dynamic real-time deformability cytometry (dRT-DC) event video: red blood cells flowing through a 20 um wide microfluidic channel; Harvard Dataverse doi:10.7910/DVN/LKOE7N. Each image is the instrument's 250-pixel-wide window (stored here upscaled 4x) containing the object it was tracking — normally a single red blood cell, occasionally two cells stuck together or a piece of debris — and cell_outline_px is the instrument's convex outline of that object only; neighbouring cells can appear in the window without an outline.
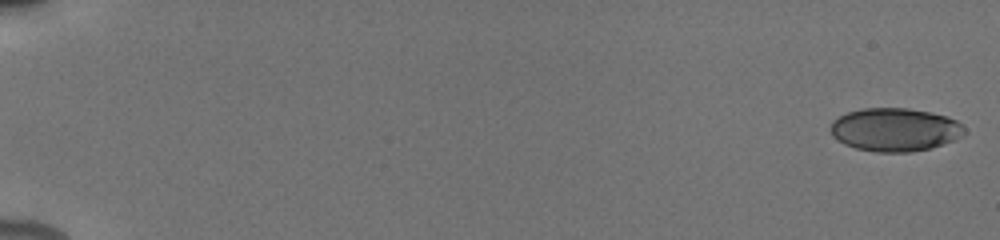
{"species": "human", "species_latin": "Homo sapiens", "temperature_condition": "cold", "stored_images_in_passage": 19, "camera_frame_rate_fps": 3000, "um_per_image_px": 0.085, "donor": {"sex": "male"}, "frame": {"image": 1, "passage_image": 1, "time_ms": 0.0, "image_size_px": [1000, 240], "cell_outline_px": [[964, 132], [960, 136], [952, 140], [932, 148], [908, 152], [876, 152], [856, 148], [844, 144], [832, 136], [832, 120], [848, 112], [864, 108], [908, 108], [932, 112], [948, 116], [956, 120], [964, 128]], "centroid_in_image_um": [76.06, 11.01], "position_along_channel_um": 8.9, "area_um2": 33.58}}
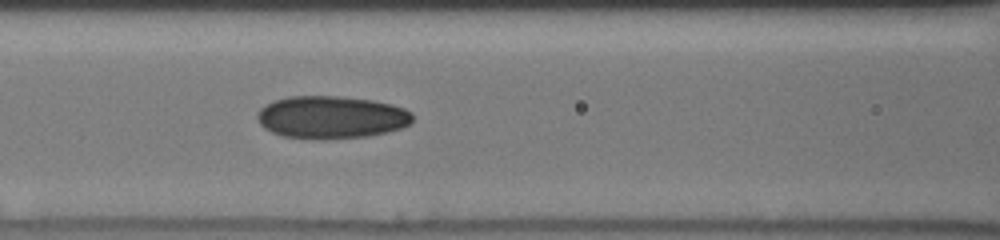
{"frame": {"image": 2, "passage_image": 16, "time_ms": 8.333, "image_size_px": [1000, 240], "cell_outline_px": [[412, 120], [408, 124], [400, 128], [388, 132], [368, 136], [328, 140], [312, 140], [284, 136], [272, 132], [264, 128], [260, 124], [256, 116], [256, 112], [264, 104], [288, 96], [336, 96], [372, 100], [392, 104], [404, 108], [412, 112]], "centroid_in_image_um": [28.13, 9.98], "position_along_channel_um": 138.5, "area_um2": 39.02}}
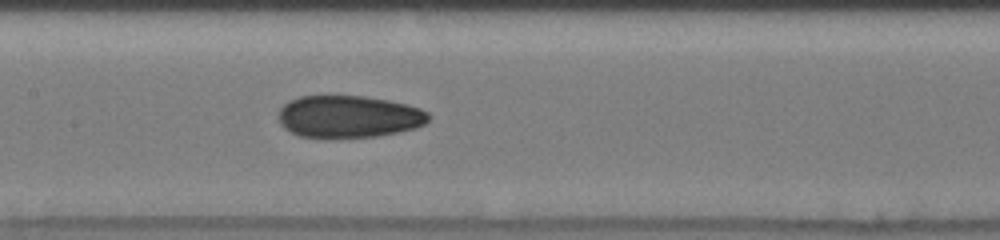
{"frame": {"image": 3, "passage_image": 19, "time_ms": 9.333, "image_size_px": [1000, 240], "cell_outline_px": [[432, 116], [424, 124], [416, 128], [400, 132], [376, 136], [328, 140], [300, 136], [284, 128], [280, 124], [280, 108], [288, 100], [300, 96], [364, 96], [388, 100], [408, 104], [420, 108], [428, 112]], "centroid_in_image_um": [29.65, 9.94], "position_along_channel_um": 177.7, "area_um2": 37.69}}